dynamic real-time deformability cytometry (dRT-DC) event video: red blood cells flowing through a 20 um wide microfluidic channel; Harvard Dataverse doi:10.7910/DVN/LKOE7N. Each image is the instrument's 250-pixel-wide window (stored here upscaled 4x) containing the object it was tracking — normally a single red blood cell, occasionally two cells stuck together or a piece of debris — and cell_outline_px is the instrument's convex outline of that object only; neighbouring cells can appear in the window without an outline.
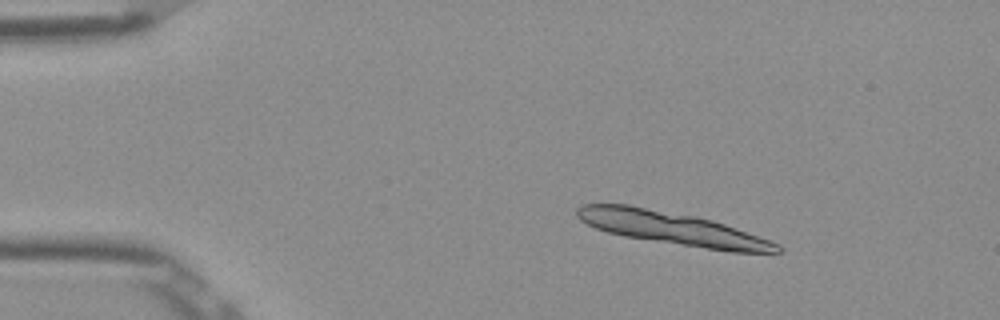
{"species": "Egyptian fruit bat (a non-hibernating species)", "species_latin": "Rousettus aegyptiacus", "temperature_condition": "room temperature", "stored_images_in_passage": 14, "camera_frame_rate_fps": 3000, "um_per_image_px": 0.085, "frame": {"image": 1, "passage_image": 7, "time_ms": 2.0, "image_size_px": [1000, 320], "cell_outline_px": [[784, 248], [780, 252], [732, 252], [624, 236], [608, 232], [596, 228], [580, 220], [576, 216], [576, 208], [580, 204], [628, 204], [696, 216], [712, 220], [724, 224], [780, 244]], "centroid_in_image_um": [57.11, 19.39], "position_along_channel_um": 27.9, "area_um2": 38.09}}